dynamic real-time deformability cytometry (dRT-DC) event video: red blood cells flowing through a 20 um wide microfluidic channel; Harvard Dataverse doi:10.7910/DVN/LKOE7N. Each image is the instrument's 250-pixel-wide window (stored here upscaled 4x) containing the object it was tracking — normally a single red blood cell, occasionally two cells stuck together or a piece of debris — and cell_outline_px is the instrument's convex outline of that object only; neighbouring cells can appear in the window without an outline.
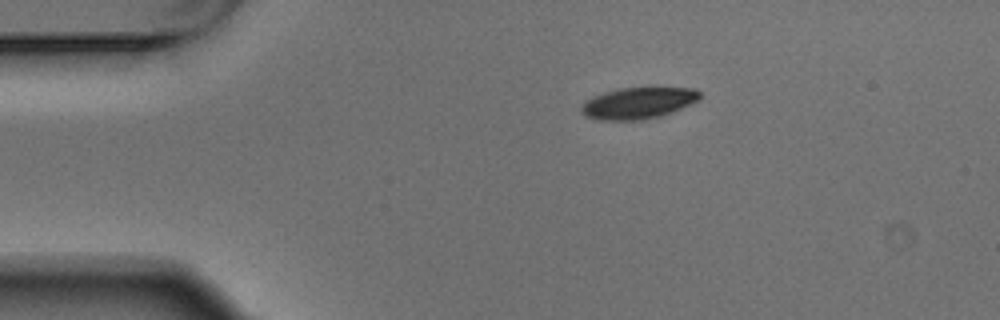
{"species": "Egyptian fruit bat (a non-hibernating species)", "species_latin": "Rousettus aegyptiacus", "temperature_condition": "warm", "stored_images_in_passage": 3, "camera_frame_rate_fps": 3000, "um_per_image_px": 0.085, "animal": {"sex": "male"}, "frame": {"image": 1, "passage_image": 1, "time_ms": 0.0, "image_size_px": [1000, 320], "cell_outline_px": [[700, 96], [696, 100], [672, 112], [660, 116], [644, 120], [600, 120], [584, 116], [580, 112], [580, 108], [588, 100], [596, 96], [620, 88], [648, 84], [696, 88], [700, 92]], "centroid_in_image_um": [54.3, 8.71], "position_along_channel_um": 30.7, "area_um2": 22.37}}